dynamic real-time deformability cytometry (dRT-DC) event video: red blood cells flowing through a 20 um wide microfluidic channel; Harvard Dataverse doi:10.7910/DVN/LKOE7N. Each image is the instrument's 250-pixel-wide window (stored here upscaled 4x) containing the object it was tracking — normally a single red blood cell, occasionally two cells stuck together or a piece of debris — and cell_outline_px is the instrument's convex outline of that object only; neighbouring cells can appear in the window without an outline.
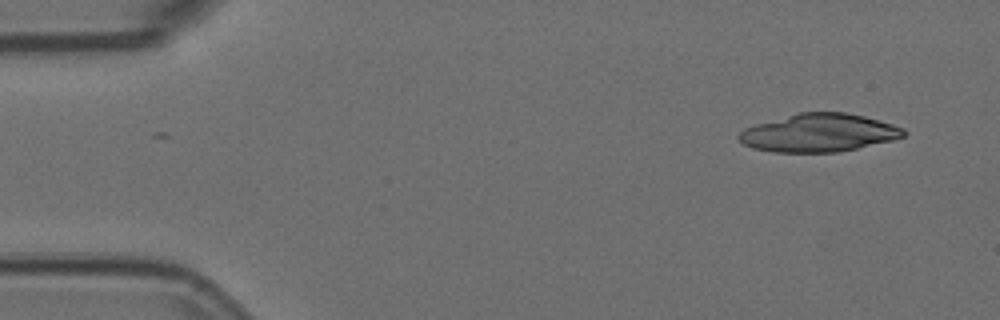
{"species": "Egyptian fruit bat (a non-hibernating species)", "species_latin": "Rousettus aegyptiacus", "temperature_condition": "room temperature", "stored_images_in_passage": 5, "camera_frame_rate_fps": 3000, "um_per_image_px": 0.085, "animal": {"sex": "female"}, "frame": {"image": 1, "passage_image": 1, "time_ms": 0.0, "image_size_px": [1000, 320], "cell_outline_px": [[908, 132], [904, 136], [892, 140], [856, 148], [836, 152], [772, 152], [752, 148], [744, 144], [736, 136], [744, 128], [756, 124], [800, 112], [844, 112], [864, 116], [892, 124], [904, 128]], "centroid_in_image_um": [69.6, 11.29], "position_along_channel_um": 15.4, "area_um2": 36.36}}
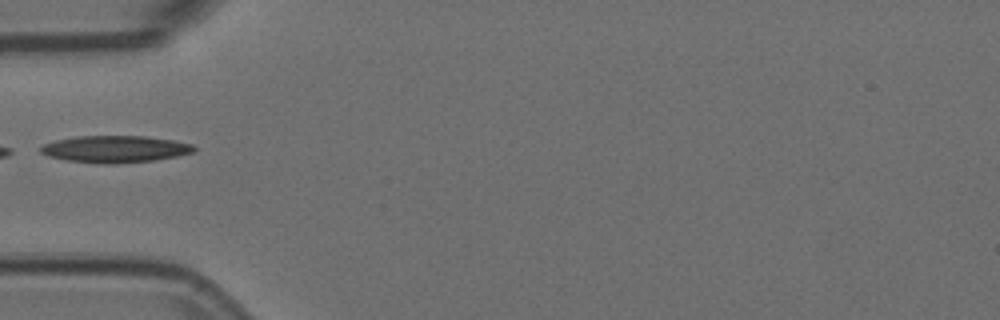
{"frame": {"image": 2, "passage_image": 5, "time_ms": 1.333, "image_size_px": [1000, 320], "cell_outline_px": [[196, 148], [192, 152], [176, 156], [152, 160], [116, 164], [104, 164], [68, 160], [48, 156], [40, 152], [40, 148], [44, 144], [56, 140], [76, 136], [144, 136], [172, 140], [192, 144]], "centroid_in_image_um": [9.76, 12.67], "position_along_channel_um": 75.2, "area_um2": 23.81}}